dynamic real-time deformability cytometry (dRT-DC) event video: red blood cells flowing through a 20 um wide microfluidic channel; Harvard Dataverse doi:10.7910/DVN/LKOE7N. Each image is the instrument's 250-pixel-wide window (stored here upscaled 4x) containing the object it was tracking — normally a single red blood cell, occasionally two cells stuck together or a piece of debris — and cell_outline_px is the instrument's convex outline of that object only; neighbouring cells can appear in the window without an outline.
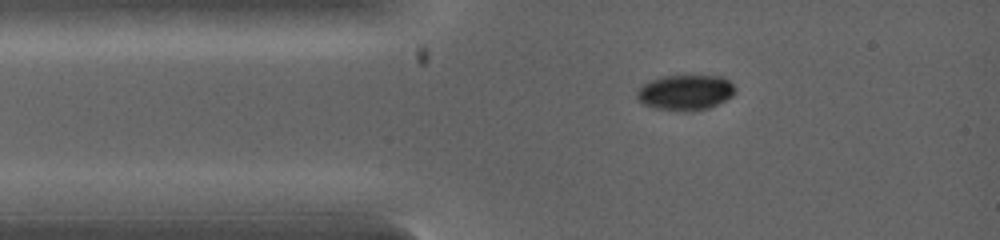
{"species": "common noctule bat (a hibernating species)", "species_latin": "Nyctalus noctula", "temperature_condition": "warm", "stored_images_in_passage": 2, "camera_frame_rate_fps": 5000, "um_per_image_px": 0.085, "animal": {"sex": "female", "body_mass_g": 19.0, "forearm_length_mm": 53.3}, "frame": {"image": 1, "passage_image": 1, "time_ms": 0.0, "image_size_px": [1000, 240], "cell_outline_px": [[736, 92], [732, 96], [708, 108], [688, 112], [684, 112], [656, 108], [640, 104], [636, 100], [636, 88], [640, 84], [648, 80], [660, 76], [720, 76], [728, 80], [736, 88]], "centroid_in_image_um": [58.17, 7.86], "position_along_channel_um": 26.8, "area_um2": 20.69}}